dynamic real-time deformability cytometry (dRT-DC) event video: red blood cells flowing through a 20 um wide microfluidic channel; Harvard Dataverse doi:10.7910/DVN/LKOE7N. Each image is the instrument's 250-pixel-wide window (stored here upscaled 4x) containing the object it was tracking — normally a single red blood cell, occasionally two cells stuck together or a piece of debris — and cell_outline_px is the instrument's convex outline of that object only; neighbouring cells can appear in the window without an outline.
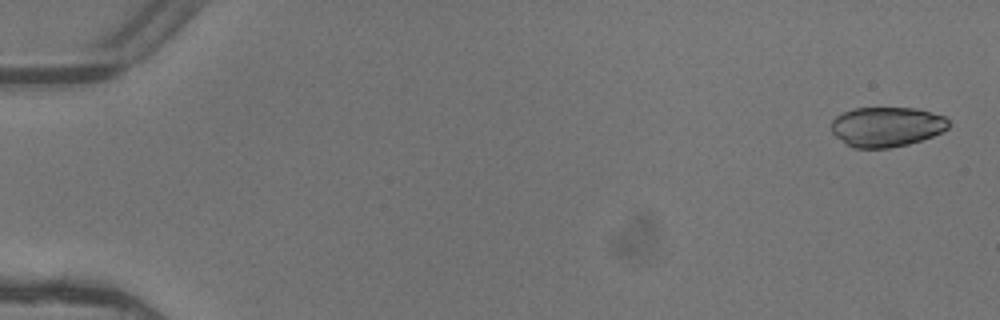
{"species": "common noctule bat (a hibernating species)", "species_latin": "Nyctalus noctula", "temperature_condition": "warm", "stored_images_in_passage": 5, "camera_frame_rate_fps": 3000, "um_per_image_px": 0.085, "animal": {"sex": "female"}, "frame": {"image": 1, "passage_image": 1, "time_ms": 0.0, "image_size_px": [1000, 320], "cell_outline_px": [[948, 128], [932, 136], [908, 144], [888, 148], [852, 148], [836, 136], [832, 132], [832, 120], [836, 116], [844, 112], [856, 108], [916, 108], [944, 116], [948, 120]], "centroid_in_image_um": [75.35, 10.77], "position_along_channel_um": 9.7, "area_um2": 26.99}}
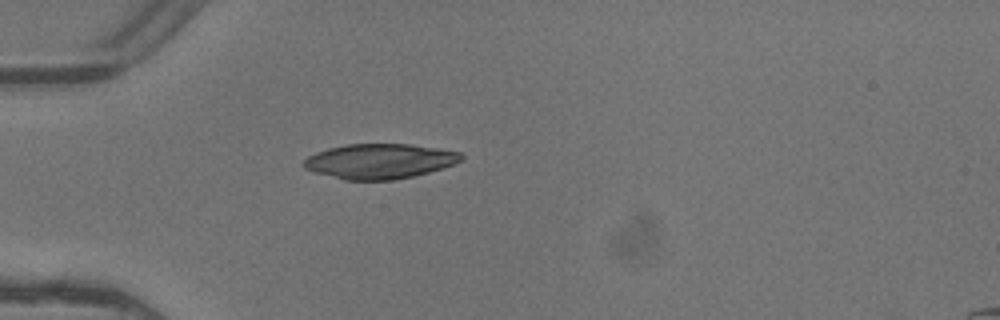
{"frame": {"image": 2, "passage_image": 5, "time_ms": 1.333, "image_size_px": [1000, 320], "cell_outline_px": [[464, 156], [456, 164], [428, 172], [412, 176], [392, 180], [344, 180], [312, 172], [304, 168], [300, 164], [308, 156], [316, 152], [328, 148], [348, 144], [408, 144], [436, 148], [460, 152]], "centroid_in_image_um": [32.22, 13.71], "position_along_channel_um": 52.8, "area_um2": 32.14}}